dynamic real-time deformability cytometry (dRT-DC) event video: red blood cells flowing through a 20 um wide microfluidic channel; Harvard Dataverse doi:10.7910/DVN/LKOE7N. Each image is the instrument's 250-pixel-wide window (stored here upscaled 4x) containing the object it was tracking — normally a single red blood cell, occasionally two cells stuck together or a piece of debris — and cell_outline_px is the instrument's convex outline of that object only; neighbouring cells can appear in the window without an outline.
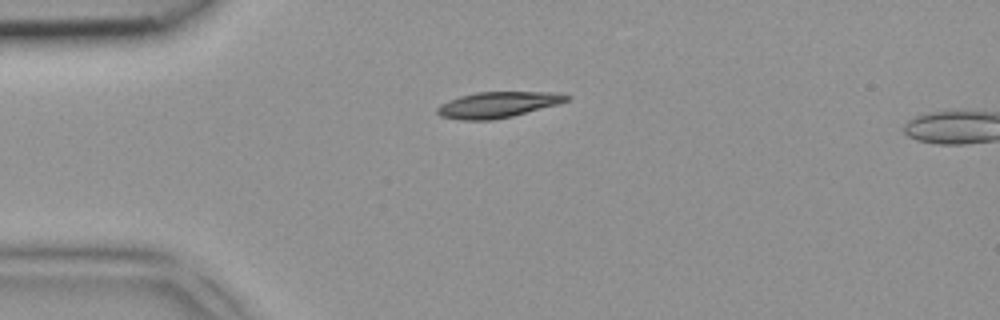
{"species": "common noctule bat (a hibernating species)", "species_latin": "Nyctalus noctula", "temperature_condition": "room temperature", "stored_images_in_passage": 2, "camera_frame_rate_fps": 3000, "um_per_image_px": 0.085, "animal": {"sex": "female", "body_mass_g": 18.4}, "frame": {"image": 1, "passage_image": 1, "time_ms": 0.0, "image_size_px": [1000, 320], "cell_outline_px": [[572, 96], [568, 100], [556, 104], [512, 116], [492, 120], [460, 120], [440, 116], [436, 112], [436, 108], [440, 104], [448, 100], [460, 96], [476, 92], [552, 92]], "centroid_in_image_um": [42.25, 8.9], "position_along_channel_um": 42.8, "area_um2": 19.36}}